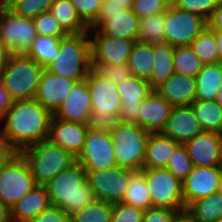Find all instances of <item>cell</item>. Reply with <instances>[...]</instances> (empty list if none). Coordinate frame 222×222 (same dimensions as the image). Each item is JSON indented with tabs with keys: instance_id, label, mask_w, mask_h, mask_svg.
Masks as SVG:
<instances>
[{
	"instance_id": "91938a15",
	"label": "cell",
	"mask_w": 222,
	"mask_h": 222,
	"mask_svg": "<svg viewBox=\"0 0 222 222\" xmlns=\"http://www.w3.org/2000/svg\"><path fill=\"white\" fill-rule=\"evenodd\" d=\"M135 0H103V2L116 3L122 6L123 8H132Z\"/></svg>"
},
{
	"instance_id": "44dd1931",
	"label": "cell",
	"mask_w": 222,
	"mask_h": 222,
	"mask_svg": "<svg viewBox=\"0 0 222 222\" xmlns=\"http://www.w3.org/2000/svg\"><path fill=\"white\" fill-rule=\"evenodd\" d=\"M88 128V124L52 117L48 140L77 158L84 147Z\"/></svg>"
},
{
	"instance_id": "9a60e30c",
	"label": "cell",
	"mask_w": 222,
	"mask_h": 222,
	"mask_svg": "<svg viewBox=\"0 0 222 222\" xmlns=\"http://www.w3.org/2000/svg\"><path fill=\"white\" fill-rule=\"evenodd\" d=\"M86 80L91 96L92 111H99V114H118L122 100L117 85L100 75L92 67Z\"/></svg>"
},
{
	"instance_id": "e0dca14e",
	"label": "cell",
	"mask_w": 222,
	"mask_h": 222,
	"mask_svg": "<svg viewBox=\"0 0 222 222\" xmlns=\"http://www.w3.org/2000/svg\"><path fill=\"white\" fill-rule=\"evenodd\" d=\"M184 145L194 166H222V135L202 132Z\"/></svg>"
},
{
	"instance_id": "6da1fadb",
	"label": "cell",
	"mask_w": 222,
	"mask_h": 222,
	"mask_svg": "<svg viewBox=\"0 0 222 222\" xmlns=\"http://www.w3.org/2000/svg\"><path fill=\"white\" fill-rule=\"evenodd\" d=\"M52 117L36 99L13 101L2 116L6 122L0 139L20 152L26 146L48 139Z\"/></svg>"
},
{
	"instance_id": "6f0895ef",
	"label": "cell",
	"mask_w": 222,
	"mask_h": 222,
	"mask_svg": "<svg viewBox=\"0 0 222 222\" xmlns=\"http://www.w3.org/2000/svg\"><path fill=\"white\" fill-rule=\"evenodd\" d=\"M0 222H12L11 209L0 201Z\"/></svg>"
},
{
	"instance_id": "1f68e13d",
	"label": "cell",
	"mask_w": 222,
	"mask_h": 222,
	"mask_svg": "<svg viewBox=\"0 0 222 222\" xmlns=\"http://www.w3.org/2000/svg\"><path fill=\"white\" fill-rule=\"evenodd\" d=\"M153 62V45L136 41L127 62L131 74L148 81Z\"/></svg>"
},
{
	"instance_id": "5bb4252c",
	"label": "cell",
	"mask_w": 222,
	"mask_h": 222,
	"mask_svg": "<svg viewBox=\"0 0 222 222\" xmlns=\"http://www.w3.org/2000/svg\"><path fill=\"white\" fill-rule=\"evenodd\" d=\"M222 166L196 167L182 181L184 205L187 208L192 202L219 191Z\"/></svg>"
},
{
	"instance_id": "94428289",
	"label": "cell",
	"mask_w": 222,
	"mask_h": 222,
	"mask_svg": "<svg viewBox=\"0 0 222 222\" xmlns=\"http://www.w3.org/2000/svg\"><path fill=\"white\" fill-rule=\"evenodd\" d=\"M215 101L222 107V84L218 88Z\"/></svg>"
},
{
	"instance_id": "f35d334b",
	"label": "cell",
	"mask_w": 222,
	"mask_h": 222,
	"mask_svg": "<svg viewBox=\"0 0 222 222\" xmlns=\"http://www.w3.org/2000/svg\"><path fill=\"white\" fill-rule=\"evenodd\" d=\"M193 168L194 165L188 156L186 146L180 144L171 155L166 169L182 182L189 176Z\"/></svg>"
},
{
	"instance_id": "2e32d148",
	"label": "cell",
	"mask_w": 222,
	"mask_h": 222,
	"mask_svg": "<svg viewBox=\"0 0 222 222\" xmlns=\"http://www.w3.org/2000/svg\"><path fill=\"white\" fill-rule=\"evenodd\" d=\"M117 90L122 100L118 113L119 122L137 123L139 107L142 101L147 99L154 89L147 80L132 75L117 84Z\"/></svg>"
},
{
	"instance_id": "f907efd6",
	"label": "cell",
	"mask_w": 222,
	"mask_h": 222,
	"mask_svg": "<svg viewBox=\"0 0 222 222\" xmlns=\"http://www.w3.org/2000/svg\"><path fill=\"white\" fill-rule=\"evenodd\" d=\"M17 153L13 146L0 139V171Z\"/></svg>"
},
{
	"instance_id": "7bdbcfd3",
	"label": "cell",
	"mask_w": 222,
	"mask_h": 222,
	"mask_svg": "<svg viewBox=\"0 0 222 222\" xmlns=\"http://www.w3.org/2000/svg\"><path fill=\"white\" fill-rule=\"evenodd\" d=\"M81 20L90 27L99 16L103 0H70Z\"/></svg>"
},
{
	"instance_id": "4fadbf2b",
	"label": "cell",
	"mask_w": 222,
	"mask_h": 222,
	"mask_svg": "<svg viewBox=\"0 0 222 222\" xmlns=\"http://www.w3.org/2000/svg\"><path fill=\"white\" fill-rule=\"evenodd\" d=\"M90 37L91 63H111L113 65H127L135 40L103 35L98 29Z\"/></svg>"
},
{
	"instance_id": "7a4b0ae2",
	"label": "cell",
	"mask_w": 222,
	"mask_h": 222,
	"mask_svg": "<svg viewBox=\"0 0 222 222\" xmlns=\"http://www.w3.org/2000/svg\"><path fill=\"white\" fill-rule=\"evenodd\" d=\"M45 187L50 204L61 208L68 216L96 200L86 180V172L77 162L58 173Z\"/></svg>"
},
{
	"instance_id": "d4e9b609",
	"label": "cell",
	"mask_w": 222,
	"mask_h": 222,
	"mask_svg": "<svg viewBox=\"0 0 222 222\" xmlns=\"http://www.w3.org/2000/svg\"><path fill=\"white\" fill-rule=\"evenodd\" d=\"M45 186L36 185L11 208L12 222H29L50 206Z\"/></svg>"
},
{
	"instance_id": "f1b7e54d",
	"label": "cell",
	"mask_w": 222,
	"mask_h": 222,
	"mask_svg": "<svg viewBox=\"0 0 222 222\" xmlns=\"http://www.w3.org/2000/svg\"><path fill=\"white\" fill-rule=\"evenodd\" d=\"M191 107L204 132L222 135V107L215 100H195Z\"/></svg>"
},
{
	"instance_id": "83f0119b",
	"label": "cell",
	"mask_w": 222,
	"mask_h": 222,
	"mask_svg": "<svg viewBox=\"0 0 222 222\" xmlns=\"http://www.w3.org/2000/svg\"><path fill=\"white\" fill-rule=\"evenodd\" d=\"M195 79V100H215L218 88L222 84V63L203 65Z\"/></svg>"
},
{
	"instance_id": "816d5d0a",
	"label": "cell",
	"mask_w": 222,
	"mask_h": 222,
	"mask_svg": "<svg viewBox=\"0 0 222 222\" xmlns=\"http://www.w3.org/2000/svg\"><path fill=\"white\" fill-rule=\"evenodd\" d=\"M207 27L210 30L222 31V1L213 11L211 17L207 21Z\"/></svg>"
},
{
	"instance_id": "7402d4cb",
	"label": "cell",
	"mask_w": 222,
	"mask_h": 222,
	"mask_svg": "<svg viewBox=\"0 0 222 222\" xmlns=\"http://www.w3.org/2000/svg\"><path fill=\"white\" fill-rule=\"evenodd\" d=\"M202 132L203 128L190 105L173 107L161 133L179 144H185Z\"/></svg>"
},
{
	"instance_id": "74e56055",
	"label": "cell",
	"mask_w": 222,
	"mask_h": 222,
	"mask_svg": "<svg viewBox=\"0 0 222 222\" xmlns=\"http://www.w3.org/2000/svg\"><path fill=\"white\" fill-rule=\"evenodd\" d=\"M112 209V203L95 200L92 204L70 215V218L74 222H111Z\"/></svg>"
},
{
	"instance_id": "ffe728a7",
	"label": "cell",
	"mask_w": 222,
	"mask_h": 222,
	"mask_svg": "<svg viewBox=\"0 0 222 222\" xmlns=\"http://www.w3.org/2000/svg\"><path fill=\"white\" fill-rule=\"evenodd\" d=\"M92 102L87 80L78 81L53 115L60 120L89 124Z\"/></svg>"
},
{
	"instance_id": "ab89813d",
	"label": "cell",
	"mask_w": 222,
	"mask_h": 222,
	"mask_svg": "<svg viewBox=\"0 0 222 222\" xmlns=\"http://www.w3.org/2000/svg\"><path fill=\"white\" fill-rule=\"evenodd\" d=\"M56 0H13L8 9L15 15L34 19L40 13L50 9Z\"/></svg>"
},
{
	"instance_id": "60d3db41",
	"label": "cell",
	"mask_w": 222,
	"mask_h": 222,
	"mask_svg": "<svg viewBox=\"0 0 222 222\" xmlns=\"http://www.w3.org/2000/svg\"><path fill=\"white\" fill-rule=\"evenodd\" d=\"M37 35L55 36L64 38L69 33L63 26L55 19L52 13L47 10L33 19Z\"/></svg>"
},
{
	"instance_id": "8992f818",
	"label": "cell",
	"mask_w": 222,
	"mask_h": 222,
	"mask_svg": "<svg viewBox=\"0 0 222 222\" xmlns=\"http://www.w3.org/2000/svg\"><path fill=\"white\" fill-rule=\"evenodd\" d=\"M110 135L116 166L130 171L142 170L150 132L134 122H119Z\"/></svg>"
},
{
	"instance_id": "6125c7cd",
	"label": "cell",
	"mask_w": 222,
	"mask_h": 222,
	"mask_svg": "<svg viewBox=\"0 0 222 222\" xmlns=\"http://www.w3.org/2000/svg\"><path fill=\"white\" fill-rule=\"evenodd\" d=\"M13 0H0V9L2 8H8Z\"/></svg>"
},
{
	"instance_id": "b9f144b4",
	"label": "cell",
	"mask_w": 222,
	"mask_h": 222,
	"mask_svg": "<svg viewBox=\"0 0 222 222\" xmlns=\"http://www.w3.org/2000/svg\"><path fill=\"white\" fill-rule=\"evenodd\" d=\"M221 1L222 0H178L174 6L180 10L196 14L208 21Z\"/></svg>"
},
{
	"instance_id": "8d00e7d4",
	"label": "cell",
	"mask_w": 222,
	"mask_h": 222,
	"mask_svg": "<svg viewBox=\"0 0 222 222\" xmlns=\"http://www.w3.org/2000/svg\"><path fill=\"white\" fill-rule=\"evenodd\" d=\"M173 65L175 73L196 77L204 65L190 46L174 47Z\"/></svg>"
},
{
	"instance_id": "8fae6325",
	"label": "cell",
	"mask_w": 222,
	"mask_h": 222,
	"mask_svg": "<svg viewBox=\"0 0 222 222\" xmlns=\"http://www.w3.org/2000/svg\"><path fill=\"white\" fill-rule=\"evenodd\" d=\"M86 180L96 200L123 202L130 177V170L114 166L108 169L85 171Z\"/></svg>"
},
{
	"instance_id": "3957f363",
	"label": "cell",
	"mask_w": 222,
	"mask_h": 222,
	"mask_svg": "<svg viewBox=\"0 0 222 222\" xmlns=\"http://www.w3.org/2000/svg\"><path fill=\"white\" fill-rule=\"evenodd\" d=\"M20 153L26 159L35 183L42 186L77 162V158L72 153L48 139L26 146Z\"/></svg>"
},
{
	"instance_id": "c3c4849f",
	"label": "cell",
	"mask_w": 222,
	"mask_h": 222,
	"mask_svg": "<svg viewBox=\"0 0 222 222\" xmlns=\"http://www.w3.org/2000/svg\"><path fill=\"white\" fill-rule=\"evenodd\" d=\"M69 218L61 208L50 205L29 222H67Z\"/></svg>"
},
{
	"instance_id": "d6a6232c",
	"label": "cell",
	"mask_w": 222,
	"mask_h": 222,
	"mask_svg": "<svg viewBox=\"0 0 222 222\" xmlns=\"http://www.w3.org/2000/svg\"><path fill=\"white\" fill-rule=\"evenodd\" d=\"M196 222H214L222 218V192H215L207 197L192 202L186 208Z\"/></svg>"
},
{
	"instance_id": "ba28073f",
	"label": "cell",
	"mask_w": 222,
	"mask_h": 222,
	"mask_svg": "<svg viewBox=\"0 0 222 222\" xmlns=\"http://www.w3.org/2000/svg\"><path fill=\"white\" fill-rule=\"evenodd\" d=\"M36 185L26 159L18 152L0 171V201L11 209Z\"/></svg>"
},
{
	"instance_id": "603a6c76",
	"label": "cell",
	"mask_w": 222,
	"mask_h": 222,
	"mask_svg": "<svg viewBox=\"0 0 222 222\" xmlns=\"http://www.w3.org/2000/svg\"><path fill=\"white\" fill-rule=\"evenodd\" d=\"M154 91L173 107L190 106L195 101L196 79L185 74L174 73Z\"/></svg>"
},
{
	"instance_id": "03108f58",
	"label": "cell",
	"mask_w": 222,
	"mask_h": 222,
	"mask_svg": "<svg viewBox=\"0 0 222 222\" xmlns=\"http://www.w3.org/2000/svg\"><path fill=\"white\" fill-rule=\"evenodd\" d=\"M214 222H222V218H219V219H217V220L214 221Z\"/></svg>"
},
{
	"instance_id": "ee69618b",
	"label": "cell",
	"mask_w": 222,
	"mask_h": 222,
	"mask_svg": "<svg viewBox=\"0 0 222 222\" xmlns=\"http://www.w3.org/2000/svg\"><path fill=\"white\" fill-rule=\"evenodd\" d=\"M100 75L116 85L132 76L127 65H113L111 63H91Z\"/></svg>"
},
{
	"instance_id": "4316f807",
	"label": "cell",
	"mask_w": 222,
	"mask_h": 222,
	"mask_svg": "<svg viewBox=\"0 0 222 222\" xmlns=\"http://www.w3.org/2000/svg\"><path fill=\"white\" fill-rule=\"evenodd\" d=\"M173 56L174 47L169 44L159 43L153 45V70L148 80L153 89L175 73Z\"/></svg>"
},
{
	"instance_id": "11a10c76",
	"label": "cell",
	"mask_w": 222,
	"mask_h": 222,
	"mask_svg": "<svg viewBox=\"0 0 222 222\" xmlns=\"http://www.w3.org/2000/svg\"><path fill=\"white\" fill-rule=\"evenodd\" d=\"M125 8L116 3L103 2L101 6L100 13H115L123 12Z\"/></svg>"
},
{
	"instance_id": "277c9868",
	"label": "cell",
	"mask_w": 222,
	"mask_h": 222,
	"mask_svg": "<svg viewBox=\"0 0 222 222\" xmlns=\"http://www.w3.org/2000/svg\"><path fill=\"white\" fill-rule=\"evenodd\" d=\"M88 32L69 34L60 41L59 55L46 68L52 74L85 80L91 68L90 37Z\"/></svg>"
},
{
	"instance_id": "be15d7a7",
	"label": "cell",
	"mask_w": 222,
	"mask_h": 222,
	"mask_svg": "<svg viewBox=\"0 0 222 222\" xmlns=\"http://www.w3.org/2000/svg\"><path fill=\"white\" fill-rule=\"evenodd\" d=\"M169 6L175 5L178 0H164Z\"/></svg>"
},
{
	"instance_id": "836d02e7",
	"label": "cell",
	"mask_w": 222,
	"mask_h": 222,
	"mask_svg": "<svg viewBox=\"0 0 222 222\" xmlns=\"http://www.w3.org/2000/svg\"><path fill=\"white\" fill-rule=\"evenodd\" d=\"M123 203L142 210H147L152 207L149 189L142 170L130 171L129 182Z\"/></svg>"
},
{
	"instance_id": "680465c9",
	"label": "cell",
	"mask_w": 222,
	"mask_h": 222,
	"mask_svg": "<svg viewBox=\"0 0 222 222\" xmlns=\"http://www.w3.org/2000/svg\"><path fill=\"white\" fill-rule=\"evenodd\" d=\"M215 34V40L219 53L220 63H222V31L212 30Z\"/></svg>"
},
{
	"instance_id": "cb8c5ba5",
	"label": "cell",
	"mask_w": 222,
	"mask_h": 222,
	"mask_svg": "<svg viewBox=\"0 0 222 222\" xmlns=\"http://www.w3.org/2000/svg\"><path fill=\"white\" fill-rule=\"evenodd\" d=\"M173 106L157 92L143 100L137 115V124L150 133H159L165 128Z\"/></svg>"
},
{
	"instance_id": "f5cc1de1",
	"label": "cell",
	"mask_w": 222,
	"mask_h": 222,
	"mask_svg": "<svg viewBox=\"0 0 222 222\" xmlns=\"http://www.w3.org/2000/svg\"><path fill=\"white\" fill-rule=\"evenodd\" d=\"M12 103L13 100L10 98L9 93L4 88L0 79V121H2V116L10 108Z\"/></svg>"
},
{
	"instance_id": "4dcf8cb0",
	"label": "cell",
	"mask_w": 222,
	"mask_h": 222,
	"mask_svg": "<svg viewBox=\"0 0 222 222\" xmlns=\"http://www.w3.org/2000/svg\"><path fill=\"white\" fill-rule=\"evenodd\" d=\"M49 11L69 34L89 31V27L81 20L70 0H56Z\"/></svg>"
},
{
	"instance_id": "7c38bea8",
	"label": "cell",
	"mask_w": 222,
	"mask_h": 222,
	"mask_svg": "<svg viewBox=\"0 0 222 222\" xmlns=\"http://www.w3.org/2000/svg\"><path fill=\"white\" fill-rule=\"evenodd\" d=\"M77 163L85 171L103 170L116 166L110 133L88 128L84 147L77 156Z\"/></svg>"
},
{
	"instance_id": "9f6ffc18",
	"label": "cell",
	"mask_w": 222,
	"mask_h": 222,
	"mask_svg": "<svg viewBox=\"0 0 222 222\" xmlns=\"http://www.w3.org/2000/svg\"><path fill=\"white\" fill-rule=\"evenodd\" d=\"M10 55L11 53L5 48L0 40V74L4 70Z\"/></svg>"
},
{
	"instance_id": "52a82bcc",
	"label": "cell",
	"mask_w": 222,
	"mask_h": 222,
	"mask_svg": "<svg viewBox=\"0 0 222 222\" xmlns=\"http://www.w3.org/2000/svg\"><path fill=\"white\" fill-rule=\"evenodd\" d=\"M149 189L152 207L173 211L186 209L182 194V182L166 168L142 169Z\"/></svg>"
},
{
	"instance_id": "db71d44e",
	"label": "cell",
	"mask_w": 222,
	"mask_h": 222,
	"mask_svg": "<svg viewBox=\"0 0 222 222\" xmlns=\"http://www.w3.org/2000/svg\"><path fill=\"white\" fill-rule=\"evenodd\" d=\"M170 222H196L192 214L187 210H181L174 213Z\"/></svg>"
},
{
	"instance_id": "f6af8a7d",
	"label": "cell",
	"mask_w": 222,
	"mask_h": 222,
	"mask_svg": "<svg viewBox=\"0 0 222 222\" xmlns=\"http://www.w3.org/2000/svg\"><path fill=\"white\" fill-rule=\"evenodd\" d=\"M144 210L125 204L114 203L111 222H142Z\"/></svg>"
},
{
	"instance_id": "f546056e",
	"label": "cell",
	"mask_w": 222,
	"mask_h": 222,
	"mask_svg": "<svg viewBox=\"0 0 222 222\" xmlns=\"http://www.w3.org/2000/svg\"><path fill=\"white\" fill-rule=\"evenodd\" d=\"M61 37L37 35L25 55L46 69L59 55Z\"/></svg>"
},
{
	"instance_id": "484cf974",
	"label": "cell",
	"mask_w": 222,
	"mask_h": 222,
	"mask_svg": "<svg viewBox=\"0 0 222 222\" xmlns=\"http://www.w3.org/2000/svg\"><path fill=\"white\" fill-rule=\"evenodd\" d=\"M179 145L161 132L150 133L146 144L143 169L166 168L171 155Z\"/></svg>"
},
{
	"instance_id": "5b68a950",
	"label": "cell",
	"mask_w": 222,
	"mask_h": 222,
	"mask_svg": "<svg viewBox=\"0 0 222 222\" xmlns=\"http://www.w3.org/2000/svg\"><path fill=\"white\" fill-rule=\"evenodd\" d=\"M44 68L25 54H11L0 79L13 101L35 99Z\"/></svg>"
},
{
	"instance_id": "7dc6e473",
	"label": "cell",
	"mask_w": 222,
	"mask_h": 222,
	"mask_svg": "<svg viewBox=\"0 0 222 222\" xmlns=\"http://www.w3.org/2000/svg\"><path fill=\"white\" fill-rule=\"evenodd\" d=\"M118 123V114H99V111H92L88 127L94 131L111 133Z\"/></svg>"
},
{
	"instance_id": "003e7915",
	"label": "cell",
	"mask_w": 222,
	"mask_h": 222,
	"mask_svg": "<svg viewBox=\"0 0 222 222\" xmlns=\"http://www.w3.org/2000/svg\"><path fill=\"white\" fill-rule=\"evenodd\" d=\"M67 222H74L71 218H69L68 220H67Z\"/></svg>"
},
{
	"instance_id": "d6986e66",
	"label": "cell",
	"mask_w": 222,
	"mask_h": 222,
	"mask_svg": "<svg viewBox=\"0 0 222 222\" xmlns=\"http://www.w3.org/2000/svg\"><path fill=\"white\" fill-rule=\"evenodd\" d=\"M139 18L127 8L123 12L99 13L89 29H98L103 35L137 40Z\"/></svg>"
},
{
	"instance_id": "d590c367",
	"label": "cell",
	"mask_w": 222,
	"mask_h": 222,
	"mask_svg": "<svg viewBox=\"0 0 222 222\" xmlns=\"http://www.w3.org/2000/svg\"><path fill=\"white\" fill-rule=\"evenodd\" d=\"M189 46L204 65L220 63L215 34L208 27Z\"/></svg>"
},
{
	"instance_id": "bcb514c9",
	"label": "cell",
	"mask_w": 222,
	"mask_h": 222,
	"mask_svg": "<svg viewBox=\"0 0 222 222\" xmlns=\"http://www.w3.org/2000/svg\"><path fill=\"white\" fill-rule=\"evenodd\" d=\"M169 5L164 0H135L132 11L138 18L166 12Z\"/></svg>"
},
{
	"instance_id": "e7e4bbea",
	"label": "cell",
	"mask_w": 222,
	"mask_h": 222,
	"mask_svg": "<svg viewBox=\"0 0 222 222\" xmlns=\"http://www.w3.org/2000/svg\"><path fill=\"white\" fill-rule=\"evenodd\" d=\"M219 191L222 192V175H221V180H220V188Z\"/></svg>"
},
{
	"instance_id": "ac0fdd59",
	"label": "cell",
	"mask_w": 222,
	"mask_h": 222,
	"mask_svg": "<svg viewBox=\"0 0 222 222\" xmlns=\"http://www.w3.org/2000/svg\"><path fill=\"white\" fill-rule=\"evenodd\" d=\"M77 81L44 69L35 99L52 115L60 108Z\"/></svg>"
},
{
	"instance_id": "9c48e42d",
	"label": "cell",
	"mask_w": 222,
	"mask_h": 222,
	"mask_svg": "<svg viewBox=\"0 0 222 222\" xmlns=\"http://www.w3.org/2000/svg\"><path fill=\"white\" fill-rule=\"evenodd\" d=\"M206 27L207 21L202 17L169 6L165 12V43L172 47L189 46Z\"/></svg>"
},
{
	"instance_id": "30bf717a",
	"label": "cell",
	"mask_w": 222,
	"mask_h": 222,
	"mask_svg": "<svg viewBox=\"0 0 222 222\" xmlns=\"http://www.w3.org/2000/svg\"><path fill=\"white\" fill-rule=\"evenodd\" d=\"M36 36L33 19L0 9V40L11 54H25Z\"/></svg>"
},
{
	"instance_id": "e575fe53",
	"label": "cell",
	"mask_w": 222,
	"mask_h": 222,
	"mask_svg": "<svg viewBox=\"0 0 222 222\" xmlns=\"http://www.w3.org/2000/svg\"><path fill=\"white\" fill-rule=\"evenodd\" d=\"M165 12L139 18L138 42L150 45L165 43Z\"/></svg>"
},
{
	"instance_id": "681fc988",
	"label": "cell",
	"mask_w": 222,
	"mask_h": 222,
	"mask_svg": "<svg viewBox=\"0 0 222 222\" xmlns=\"http://www.w3.org/2000/svg\"><path fill=\"white\" fill-rule=\"evenodd\" d=\"M175 212L168 208L151 207L144 210L142 222H170Z\"/></svg>"
}]
</instances>
